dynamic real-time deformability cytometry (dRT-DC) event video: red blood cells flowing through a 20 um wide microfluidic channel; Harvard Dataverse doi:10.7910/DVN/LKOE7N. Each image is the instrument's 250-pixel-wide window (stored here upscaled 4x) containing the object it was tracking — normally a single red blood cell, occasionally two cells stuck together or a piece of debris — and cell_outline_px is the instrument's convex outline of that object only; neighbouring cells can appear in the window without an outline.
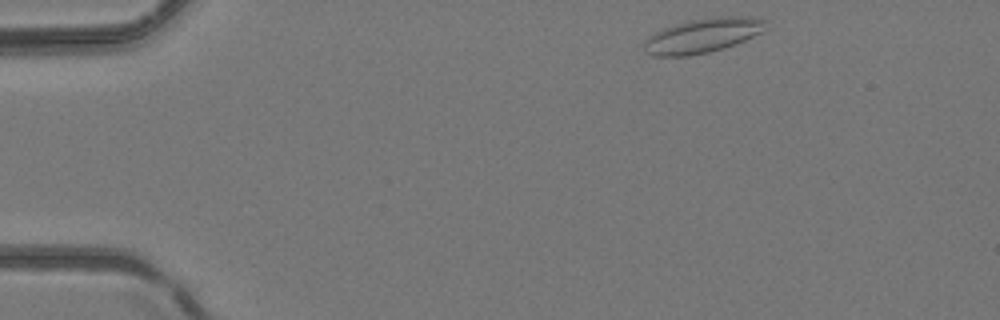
{"species": "common noctule bat (a hibernating species)", "species_latin": "Nyctalus noctula", "temperature_condition": "room temperature", "stored_images_in_passage": 3, "camera_frame_rate_fps": 3000, "um_per_image_px": 0.085, "animal": {"sex": "female", "body_mass_g": 24.6, "forearm_length_mm": 56.2}, "frame": {"image": 1, "passage_image": 1, "time_ms": 0.0, "image_size_px": [1000, 320], "cell_outline_px": [[768, 28], [736, 44], [724, 48], [708, 52], [688, 56], [652, 56], [644, 52], [644, 40], [648, 36], [664, 28], [688, 20], [720, 16], [748, 16], [768, 20]], "centroid_in_image_um": [59.74, 3.02], "position_along_channel_um": 25.3, "area_um2": 24.62}}